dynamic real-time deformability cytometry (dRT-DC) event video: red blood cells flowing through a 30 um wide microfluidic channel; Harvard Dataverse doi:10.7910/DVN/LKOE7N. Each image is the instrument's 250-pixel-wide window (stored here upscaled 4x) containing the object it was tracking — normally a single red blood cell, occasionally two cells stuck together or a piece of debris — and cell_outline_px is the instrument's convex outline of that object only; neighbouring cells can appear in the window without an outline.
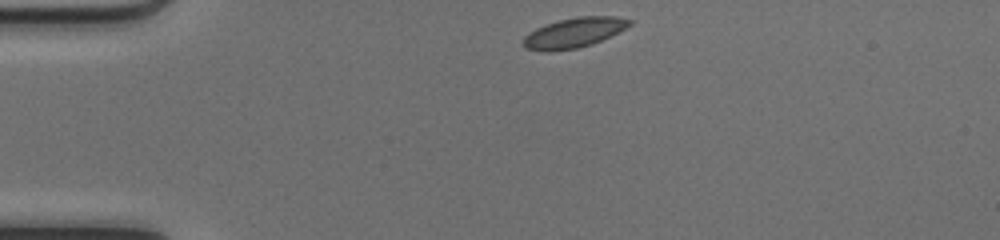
{"species": "common noctule bat (a hibernating species)", "species_latin": "Nyctalus noctula", "temperature_condition": "cold", "stored_images_in_passage": 40, "camera_frame_rate_fps": 3000, "um_per_image_px": 0.085, "animal": {"sex": "female", "body_mass_g": 17.0, "forearm_length_mm": 48.0}, "frame": {"image": 1, "passage_image": 1, "time_ms": 0.0, "image_size_px": [1000, 240], "cell_outline_px": [[632, 24], [592, 44], [576, 48], [552, 52], [544, 52], [524, 48], [520, 44], [524, 36], [528, 32], [536, 28], [560, 20], [576, 16], [616, 16], [632, 20]], "centroid_in_image_um": [48.7, 2.79], "position_along_channel_um": 36.3, "area_um2": 18.55}}
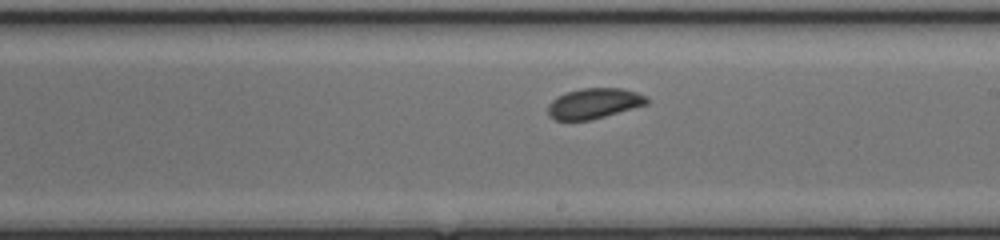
{"frame": {"image": 2, "passage_image": 19, "time_ms": 6.0, "image_size_px": [1000, 240], "cell_outline_px": [[648, 104], [604, 116], [588, 120], [556, 120], [548, 112], [548, 104], [556, 96], [580, 88], [620, 88], [636, 92], [648, 96]], "centroid_in_image_um": [50.5, 8.77], "position_along_channel_um": 238.5, "area_um2": 17.34}}
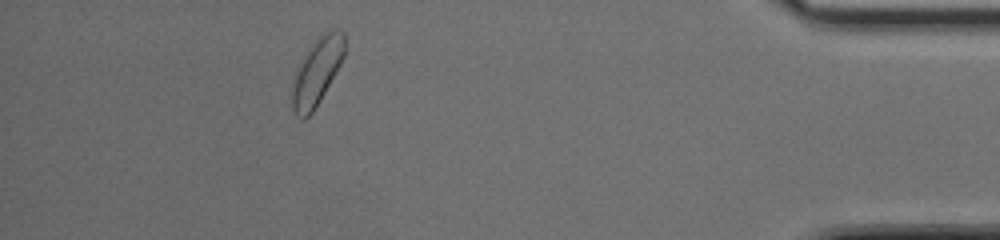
{"frame": {"image": 3, "passage_image": 35, "time_ms": 11.333, "image_size_px": [1000, 240], "cell_outline_px": [[344, 56], [340, 64], [320, 100], [312, 112], [304, 120], [300, 120], [296, 116], [292, 108], [292, 80], [296, 68], [300, 60], [308, 48], [320, 36], [332, 28], [336, 28], [344, 32]], "centroid_in_image_um": [26.9, 6.1], "position_along_channel_um": 408.3, "area_um2": 20.46}, "authors_computed_cell_mechanics": {"area_um2": 18.1492, "velocity_mm_per_s": 4.14, "shape_relaxation_time_tau1_ms": 4.1953, "shape_relaxation_time_tau2_ms": null, "deformation_change_tau1": 0.0818, "deformation_change_tau2": null}}